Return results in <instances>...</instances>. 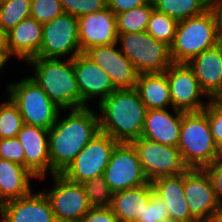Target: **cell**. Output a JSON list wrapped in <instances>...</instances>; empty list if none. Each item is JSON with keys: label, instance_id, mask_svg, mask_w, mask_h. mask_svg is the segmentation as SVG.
Listing matches in <instances>:
<instances>
[{"label": "cell", "instance_id": "b9f144b4", "mask_svg": "<svg viewBox=\"0 0 222 222\" xmlns=\"http://www.w3.org/2000/svg\"><path fill=\"white\" fill-rule=\"evenodd\" d=\"M0 51L9 57L8 32L0 26Z\"/></svg>", "mask_w": 222, "mask_h": 222}, {"label": "cell", "instance_id": "7bdbcfd3", "mask_svg": "<svg viewBox=\"0 0 222 222\" xmlns=\"http://www.w3.org/2000/svg\"><path fill=\"white\" fill-rule=\"evenodd\" d=\"M206 222H222V205L209 216Z\"/></svg>", "mask_w": 222, "mask_h": 222}, {"label": "cell", "instance_id": "ac0fdd59", "mask_svg": "<svg viewBox=\"0 0 222 222\" xmlns=\"http://www.w3.org/2000/svg\"><path fill=\"white\" fill-rule=\"evenodd\" d=\"M5 222H56L50 202L43 191L7 201L0 205Z\"/></svg>", "mask_w": 222, "mask_h": 222}, {"label": "cell", "instance_id": "30bf717a", "mask_svg": "<svg viewBox=\"0 0 222 222\" xmlns=\"http://www.w3.org/2000/svg\"><path fill=\"white\" fill-rule=\"evenodd\" d=\"M131 144L136 149L142 169L150 182L159 177L182 174L188 169L177 147L143 137L133 140Z\"/></svg>", "mask_w": 222, "mask_h": 222}, {"label": "cell", "instance_id": "7dc6e473", "mask_svg": "<svg viewBox=\"0 0 222 222\" xmlns=\"http://www.w3.org/2000/svg\"><path fill=\"white\" fill-rule=\"evenodd\" d=\"M0 217H1V218H0V219H1V222H5L4 218H3L2 216H0Z\"/></svg>", "mask_w": 222, "mask_h": 222}, {"label": "cell", "instance_id": "f546056e", "mask_svg": "<svg viewBox=\"0 0 222 222\" xmlns=\"http://www.w3.org/2000/svg\"><path fill=\"white\" fill-rule=\"evenodd\" d=\"M178 21L156 10L152 12L146 32L156 40L170 46L173 43Z\"/></svg>", "mask_w": 222, "mask_h": 222}, {"label": "cell", "instance_id": "e575fe53", "mask_svg": "<svg viewBox=\"0 0 222 222\" xmlns=\"http://www.w3.org/2000/svg\"><path fill=\"white\" fill-rule=\"evenodd\" d=\"M209 103L204 108L208 116L213 139L218 148L222 149V104L215 98H210Z\"/></svg>", "mask_w": 222, "mask_h": 222}, {"label": "cell", "instance_id": "7c38bea8", "mask_svg": "<svg viewBox=\"0 0 222 222\" xmlns=\"http://www.w3.org/2000/svg\"><path fill=\"white\" fill-rule=\"evenodd\" d=\"M104 176L113 193L139 187L149 182L137 151L131 143H119L115 147Z\"/></svg>", "mask_w": 222, "mask_h": 222}, {"label": "cell", "instance_id": "d4e9b609", "mask_svg": "<svg viewBox=\"0 0 222 222\" xmlns=\"http://www.w3.org/2000/svg\"><path fill=\"white\" fill-rule=\"evenodd\" d=\"M32 178L37 177L26 167L0 158V205L28 195Z\"/></svg>", "mask_w": 222, "mask_h": 222}, {"label": "cell", "instance_id": "836d02e7", "mask_svg": "<svg viewBox=\"0 0 222 222\" xmlns=\"http://www.w3.org/2000/svg\"><path fill=\"white\" fill-rule=\"evenodd\" d=\"M64 13L77 18L96 13L107 7L106 0H60Z\"/></svg>", "mask_w": 222, "mask_h": 222}, {"label": "cell", "instance_id": "5b68a950", "mask_svg": "<svg viewBox=\"0 0 222 222\" xmlns=\"http://www.w3.org/2000/svg\"><path fill=\"white\" fill-rule=\"evenodd\" d=\"M221 42L217 23L209 8L202 14L178 21L170 47L174 63H188L193 57Z\"/></svg>", "mask_w": 222, "mask_h": 222}, {"label": "cell", "instance_id": "9c48e42d", "mask_svg": "<svg viewBox=\"0 0 222 222\" xmlns=\"http://www.w3.org/2000/svg\"><path fill=\"white\" fill-rule=\"evenodd\" d=\"M78 54H81V48L77 17L63 13L42 24V42L36 57L61 58L67 55L73 59Z\"/></svg>", "mask_w": 222, "mask_h": 222}, {"label": "cell", "instance_id": "6da1fadb", "mask_svg": "<svg viewBox=\"0 0 222 222\" xmlns=\"http://www.w3.org/2000/svg\"><path fill=\"white\" fill-rule=\"evenodd\" d=\"M66 118L57 117L49 129L50 175L61 174L98 133L99 117L88 107L70 109Z\"/></svg>", "mask_w": 222, "mask_h": 222}, {"label": "cell", "instance_id": "4316f807", "mask_svg": "<svg viewBox=\"0 0 222 222\" xmlns=\"http://www.w3.org/2000/svg\"><path fill=\"white\" fill-rule=\"evenodd\" d=\"M154 9L177 21L202 14L210 8V0H152Z\"/></svg>", "mask_w": 222, "mask_h": 222}, {"label": "cell", "instance_id": "f6af8a7d", "mask_svg": "<svg viewBox=\"0 0 222 222\" xmlns=\"http://www.w3.org/2000/svg\"><path fill=\"white\" fill-rule=\"evenodd\" d=\"M161 222H183V221L176 220V219H173L171 217H168V218L163 219Z\"/></svg>", "mask_w": 222, "mask_h": 222}, {"label": "cell", "instance_id": "60d3db41", "mask_svg": "<svg viewBox=\"0 0 222 222\" xmlns=\"http://www.w3.org/2000/svg\"><path fill=\"white\" fill-rule=\"evenodd\" d=\"M210 9L215 16L219 36L222 38V0H210Z\"/></svg>", "mask_w": 222, "mask_h": 222}, {"label": "cell", "instance_id": "2e32d148", "mask_svg": "<svg viewBox=\"0 0 222 222\" xmlns=\"http://www.w3.org/2000/svg\"><path fill=\"white\" fill-rule=\"evenodd\" d=\"M72 61L80 93V108L87 107V102H90L92 98L94 100L100 97L99 103L117 90L109 74L84 53L78 54Z\"/></svg>", "mask_w": 222, "mask_h": 222}, {"label": "cell", "instance_id": "603a6c76", "mask_svg": "<svg viewBox=\"0 0 222 222\" xmlns=\"http://www.w3.org/2000/svg\"><path fill=\"white\" fill-rule=\"evenodd\" d=\"M154 192L167 206L169 217L183 222H197L191 215L185 198L183 173L164 176L152 181Z\"/></svg>", "mask_w": 222, "mask_h": 222}, {"label": "cell", "instance_id": "4dcf8cb0", "mask_svg": "<svg viewBox=\"0 0 222 222\" xmlns=\"http://www.w3.org/2000/svg\"><path fill=\"white\" fill-rule=\"evenodd\" d=\"M22 125L20 111L8 97L0 105V139L17 137Z\"/></svg>", "mask_w": 222, "mask_h": 222}, {"label": "cell", "instance_id": "e0dca14e", "mask_svg": "<svg viewBox=\"0 0 222 222\" xmlns=\"http://www.w3.org/2000/svg\"><path fill=\"white\" fill-rule=\"evenodd\" d=\"M81 53L93 46L118 43L116 15L108 8L78 18Z\"/></svg>", "mask_w": 222, "mask_h": 222}, {"label": "cell", "instance_id": "7a4b0ae2", "mask_svg": "<svg viewBox=\"0 0 222 222\" xmlns=\"http://www.w3.org/2000/svg\"><path fill=\"white\" fill-rule=\"evenodd\" d=\"M100 131L119 143L141 137L147 107L134 89L115 90L98 103Z\"/></svg>", "mask_w": 222, "mask_h": 222}, {"label": "cell", "instance_id": "83f0119b", "mask_svg": "<svg viewBox=\"0 0 222 222\" xmlns=\"http://www.w3.org/2000/svg\"><path fill=\"white\" fill-rule=\"evenodd\" d=\"M154 10V4L151 1L149 4L116 14L117 33L125 34L146 31Z\"/></svg>", "mask_w": 222, "mask_h": 222}, {"label": "cell", "instance_id": "4fadbf2b", "mask_svg": "<svg viewBox=\"0 0 222 222\" xmlns=\"http://www.w3.org/2000/svg\"><path fill=\"white\" fill-rule=\"evenodd\" d=\"M170 87L172 109L183 112L204 110L208 102L200 96L210 99L202 90L192 68L187 63H172L165 71Z\"/></svg>", "mask_w": 222, "mask_h": 222}, {"label": "cell", "instance_id": "8d00e7d4", "mask_svg": "<svg viewBox=\"0 0 222 222\" xmlns=\"http://www.w3.org/2000/svg\"><path fill=\"white\" fill-rule=\"evenodd\" d=\"M0 158L25 167L24 148L17 137L0 139Z\"/></svg>", "mask_w": 222, "mask_h": 222}, {"label": "cell", "instance_id": "277c9868", "mask_svg": "<svg viewBox=\"0 0 222 222\" xmlns=\"http://www.w3.org/2000/svg\"><path fill=\"white\" fill-rule=\"evenodd\" d=\"M177 148L188 168L202 169L220 157L205 110L183 112Z\"/></svg>", "mask_w": 222, "mask_h": 222}, {"label": "cell", "instance_id": "ba28073f", "mask_svg": "<svg viewBox=\"0 0 222 222\" xmlns=\"http://www.w3.org/2000/svg\"><path fill=\"white\" fill-rule=\"evenodd\" d=\"M118 144L119 142L108 134L98 132L61 174L80 184L104 175L112 152Z\"/></svg>", "mask_w": 222, "mask_h": 222}, {"label": "cell", "instance_id": "74e56055", "mask_svg": "<svg viewBox=\"0 0 222 222\" xmlns=\"http://www.w3.org/2000/svg\"><path fill=\"white\" fill-rule=\"evenodd\" d=\"M210 179L212 189L222 203V157L202 168Z\"/></svg>", "mask_w": 222, "mask_h": 222}, {"label": "cell", "instance_id": "f1b7e54d", "mask_svg": "<svg viewBox=\"0 0 222 222\" xmlns=\"http://www.w3.org/2000/svg\"><path fill=\"white\" fill-rule=\"evenodd\" d=\"M31 0H7L0 3V26L10 31L22 20L30 17Z\"/></svg>", "mask_w": 222, "mask_h": 222}, {"label": "cell", "instance_id": "bcb514c9", "mask_svg": "<svg viewBox=\"0 0 222 222\" xmlns=\"http://www.w3.org/2000/svg\"><path fill=\"white\" fill-rule=\"evenodd\" d=\"M215 99L222 104V91L215 97Z\"/></svg>", "mask_w": 222, "mask_h": 222}, {"label": "cell", "instance_id": "ab89813d", "mask_svg": "<svg viewBox=\"0 0 222 222\" xmlns=\"http://www.w3.org/2000/svg\"><path fill=\"white\" fill-rule=\"evenodd\" d=\"M107 7L116 15L149 4L152 0H106Z\"/></svg>", "mask_w": 222, "mask_h": 222}, {"label": "cell", "instance_id": "cb8c5ba5", "mask_svg": "<svg viewBox=\"0 0 222 222\" xmlns=\"http://www.w3.org/2000/svg\"><path fill=\"white\" fill-rule=\"evenodd\" d=\"M154 192L152 182L113 193L110 208L120 222H135L146 209Z\"/></svg>", "mask_w": 222, "mask_h": 222}, {"label": "cell", "instance_id": "3957f363", "mask_svg": "<svg viewBox=\"0 0 222 222\" xmlns=\"http://www.w3.org/2000/svg\"><path fill=\"white\" fill-rule=\"evenodd\" d=\"M34 67L35 76H30L61 109L80 108V93L77 86L72 59L34 57L28 61Z\"/></svg>", "mask_w": 222, "mask_h": 222}, {"label": "cell", "instance_id": "44dd1931", "mask_svg": "<svg viewBox=\"0 0 222 222\" xmlns=\"http://www.w3.org/2000/svg\"><path fill=\"white\" fill-rule=\"evenodd\" d=\"M187 64L209 98H215L222 91V42L196 55Z\"/></svg>", "mask_w": 222, "mask_h": 222}, {"label": "cell", "instance_id": "ffe728a7", "mask_svg": "<svg viewBox=\"0 0 222 222\" xmlns=\"http://www.w3.org/2000/svg\"><path fill=\"white\" fill-rule=\"evenodd\" d=\"M173 110V115L167 109L147 110L141 137L178 147L183 111Z\"/></svg>", "mask_w": 222, "mask_h": 222}, {"label": "cell", "instance_id": "52a82bcc", "mask_svg": "<svg viewBox=\"0 0 222 222\" xmlns=\"http://www.w3.org/2000/svg\"><path fill=\"white\" fill-rule=\"evenodd\" d=\"M120 51L132 62L139 74L162 73L173 62L170 47L144 32L118 34Z\"/></svg>", "mask_w": 222, "mask_h": 222}, {"label": "cell", "instance_id": "ee69618b", "mask_svg": "<svg viewBox=\"0 0 222 222\" xmlns=\"http://www.w3.org/2000/svg\"><path fill=\"white\" fill-rule=\"evenodd\" d=\"M9 59L10 58L3 51H0V71Z\"/></svg>", "mask_w": 222, "mask_h": 222}, {"label": "cell", "instance_id": "5bb4252c", "mask_svg": "<svg viewBox=\"0 0 222 222\" xmlns=\"http://www.w3.org/2000/svg\"><path fill=\"white\" fill-rule=\"evenodd\" d=\"M183 187L190 215L197 222H206L222 205L203 169L188 168L183 173Z\"/></svg>", "mask_w": 222, "mask_h": 222}, {"label": "cell", "instance_id": "8fae6325", "mask_svg": "<svg viewBox=\"0 0 222 222\" xmlns=\"http://www.w3.org/2000/svg\"><path fill=\"white\" fill-rule=\"evenodd\" d=\"M54 187L44 194L48 198L56 222H80L92 208L83 186L66 179L62 174H52Z\"/></svg>", "mask_w": 222, "mask_h": 222}, {"label": "cell", "instance_id": "484cf974", "mask_svg": "<svg viewBox=\"0 0 222 222\" xmlns=\"http://www.w3.org/2000/svg\"><path fill=\"white\" fill-rule=\"evenodd\" d=\"M135 89L148 110L172 108L165 72L139 74Z\"/></svg>", "mask_w": 222, "mask_h": 222}, {"label": "cell", "instance_id": "d6a6232c", "mask_svg": "<svg viewBox=\"0 0 222 222\" xmlns=\"http://www.w3.org/2000/svg\"><path fill=\"white\" fill-rule=\"evenodd\" d=\"M63 13L60 0H31L30 17L39 23L52 21Z\"/></svg>", "mask_w": 222, "mask_h": 222}, {"label": "cell", "instance_id": "d6986e66", "mask_svg": "<svg viewBox=\"0 0 222 222\" xmlns=\"http://www.w3.org/2000/svg\"><path fill=\"white\" fill-rule=\"evenodd\" d=\"M49 130L23 124L17 138L24 148L25 167L37 179H44L50 173Z\"/></svg>", "mask_w": 222, "mask_h": 222}, {"label": "cell", "instance_id": "7402d4cb", "mask_svg": "<svg viewBox=\"0 0 222 222\" xmlns=\"http://www.w3.org/2000/svg\"><path fill=\"white\" fill-rule=\"evenodd\" d=\"M42 42V23L33 17L22 20L8 31L9 58L17 57L24 61L37 56Z\"/></svg>", "mask_w": 222, "mask_h": 222}, {"label": "cell", "instance_id": "9a60e30c", "mask_svg": "<svg viewBox=\"0 0 222 222\" xmlns=\"http://www.w3.org/2000/svg\"><path fill=\"white\" fill-rule=\"evenodd\" d=\"M117 44L93 46L84 54L109 74L117 90L134 89L139 73Z\"/></svg>", "mask_w": 222, "mask_h": 222}, {"label": "cell", "instance_id": "1f68e13d", "mask_svg": "<svg viewBox=\"0 0 222 222\" xmlns=\"http://www.w3.org/2000/svg\"><path fill=\"white\" fill-rule=\"evenodd\" d=\"M81 185L92 207H110L113 192L106 183L104 175L94 177Z\"/></svg>", "mask_w": 222, "mask_h": 222}, {"label": "cell", "instance_id": "d590c367", "mask_svg": "<svg viewBox=\"0 0 222 222\" xmlns=\"http://www.w3.org/2000/svg\"><path fill=\"white\" fill-rule=\"evenodd\" d=\"M169 213L164 201L155 193H152V197L144 209L142 216H140L135 222H161L163 219L168 218Z\"/></svg>", "mask_w": 222, "mask_h": 222}, {"label": "cell", "instance_id": "f35d334b", "mask_svg": "<svg viewBox=\"0 0 222 222\" xmlns=\"http://www.w3.org/2000/svg\"><path fill=\"white\" fill-rule=\"evenodd\" d=\"M80 222H120L110 207H92Z\"/></svg>", "mask_w": 222, "mask_h": 222}, {"label": "cell", "instance_id": "8992f818", "mask_svg": "<svg viewBox=\"0 0 222 222\" xmlns=\"http://www.w3.org/2000/svg\"><path fill=\"white\" fill-rule=\"evenodd\" d=\"M8 97L20 111L23 124L49 130L62 111L30 76L7 87Z\"/></svg>", "mask_w": 222, "mask_h": 222}]
</instances>
